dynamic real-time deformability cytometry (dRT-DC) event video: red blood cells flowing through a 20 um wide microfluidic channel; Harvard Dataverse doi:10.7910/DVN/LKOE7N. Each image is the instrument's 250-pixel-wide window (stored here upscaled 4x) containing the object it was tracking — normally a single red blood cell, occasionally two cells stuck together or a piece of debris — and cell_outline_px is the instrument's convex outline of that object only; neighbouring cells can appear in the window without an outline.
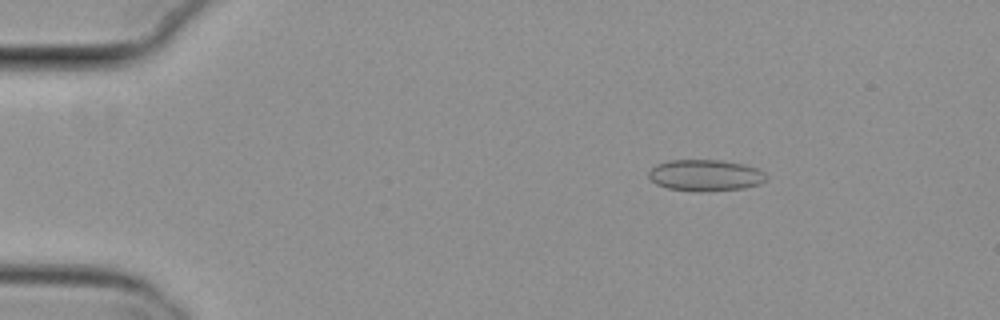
{"species": "common noctule bat (a hibernating species)", "species_latin": "Nyctalus noctula", "temperature_condition": "cold", "stored_images_in_passage": 4, "camera_frame_rate_fps": 3000, "um_per_image_px": 0.085, "animal": {"sex": "female", "body_mass_g": 29.2, "forearm_length_mm": 56.3}, "frame": {"image": 1, "passage_image": 1, "time_ms": 0.0, "image_size_px": [1000, 320], "cell_outline_px": [[768, 176], [760, 184], [744, 188], [700, 192], [668, 188], [656, 184], [648, 176], [648, 172], [656, 164], [668, 160], [720, 160], [744, 164], [756, 168], [764, 172]], "centroid_in_image_um": [59.95, 14.9], "position_along_channel_um": 25.0, "area_um2": 21.56}}
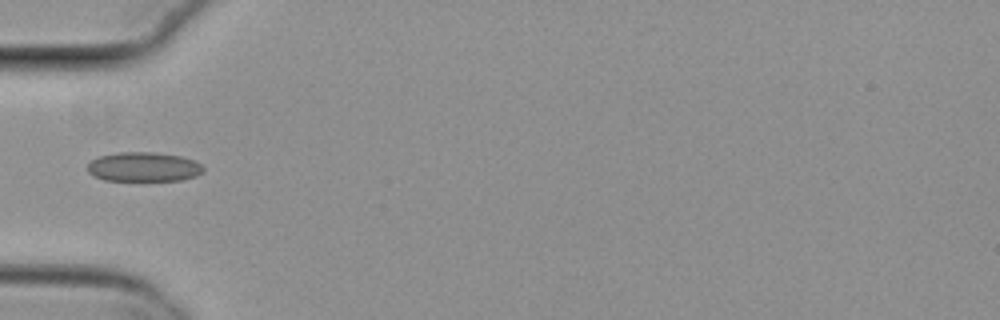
{"frame": {"image": 2, "passage_image": 4, "time_ms": 1.0, "image_size_px": [1000, 320], "cell_outline_px": [[204, 172], [196, 176], [180, 180], [104, 180], [88, 172], [88, 164], [92, 160], [100, 156], [120, 152], [152, 152], [180, 156], [192, 160], [200, 164], [204, 168]], "centroid_in_image_um": [12.22, 14.18], "position_along_channel_um": 72.8, "area_um2": 19.59}}